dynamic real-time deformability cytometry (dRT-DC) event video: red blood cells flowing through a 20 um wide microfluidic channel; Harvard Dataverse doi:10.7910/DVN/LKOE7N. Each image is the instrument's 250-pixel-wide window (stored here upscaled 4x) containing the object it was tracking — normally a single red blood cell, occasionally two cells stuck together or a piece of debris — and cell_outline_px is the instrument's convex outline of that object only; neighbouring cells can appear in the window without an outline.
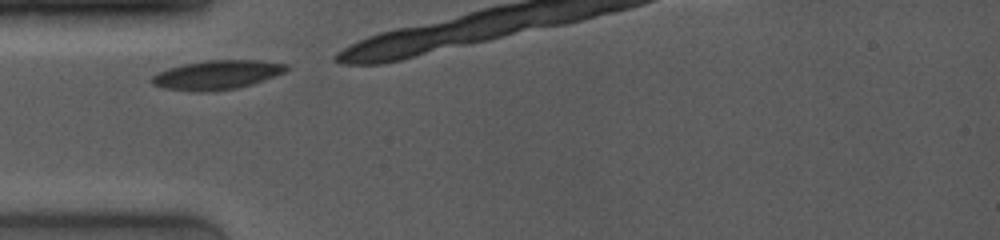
{"species": "common noctule bat (a hibernating species)", "species_latin": "Nyctalus noctula", "temperature_condition": "room temperature", "stored_images_in_passage": 6, "camera_frame_rate_fps": 4000, "um_per_image_px": 0.085, "animal": {"sex": "female", "body_mass_g": 19.0, "forearm_length_mm": 53.3}, "frame": {"image": 1, "passage_image": 1, "time_ms": 0.0, "image_size_px": [1000, 240], "cell_outline_px": [[288, 68], [284, 72], [252, 84], [236, 88], [208, 92], [196, 92], [164, 88], [152, 84], [148, 80], [156, 72], [168, 68], [184, 64], [204, 60], [260, 60], [288, 64]], "centroid_in_image_um": [18.38, 6.36], "position_along_channel_um": 66.6, "area_um2": 22.95}}